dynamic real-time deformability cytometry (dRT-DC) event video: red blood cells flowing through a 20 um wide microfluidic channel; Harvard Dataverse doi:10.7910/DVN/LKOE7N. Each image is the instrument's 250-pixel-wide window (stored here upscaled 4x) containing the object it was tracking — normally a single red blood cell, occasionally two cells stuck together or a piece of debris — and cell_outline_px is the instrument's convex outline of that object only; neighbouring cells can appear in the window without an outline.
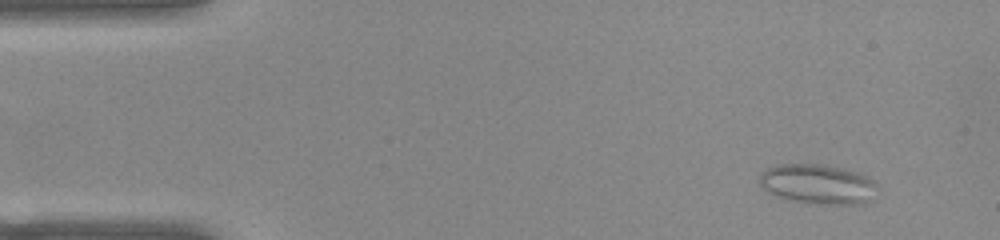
{"species": "common noctule bat (a hibernating species)", "species_latin": "Nyctalus noctula", "temperature_condition": "warm", "stored_images_in_passage": 48, "camera_frame_rate_fps": 3000, "um_per_image_px": 0.085, "animal": {"sex": "female", "body_mass_g": 22.0, "forearm_length_mm": 56.7}, "frame": {"image": 1, "passage_image": 1, "time_ms": 0.0, "image_size_px": [1000, 240], "cell_outline_px": [[876, 184], [868, 200], [864, 204], [824, 204], [788, 200], [776, 196], [768, 192], [760, 184], [760, 176], [768, 168], [780, 164], [824, 164], [860, 172], [872, 180]], "centroid_in_image_um": [69.49, 15.64], "position_along_channel_um": 15.5, "area_um2": 26.99}}
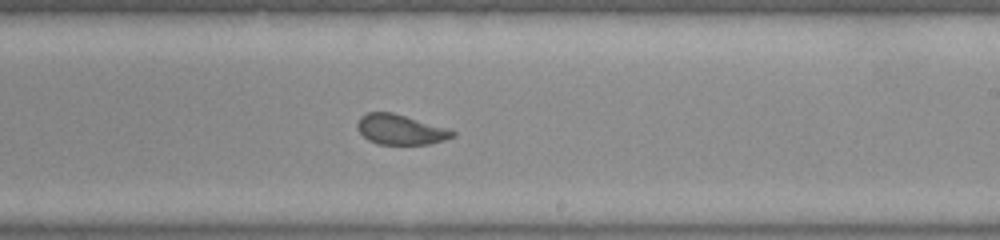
{"frame": {"image": 2, "passage_image": 27, "time_ms": 8.667, "image_size_px": [1000, 240], "cell_outline_px": [[456, 136], [444, 140], [428, 144], [376, 144], [368, 140], [356, 128], [356, 124], [360, 116], [368, 112], [392, 112], [448, 128], [456, 132]], "centroid_in_image_um": [34.03, 11.01], "position_along_channel_um": 255.0, "area_um2": 16.76}}
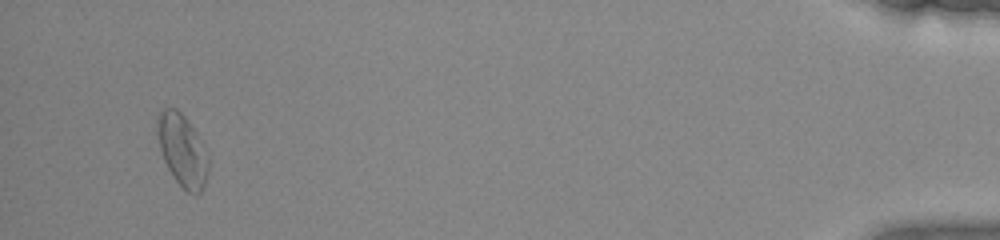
{"frame": {"image": 3, "passage_image": 46, "time_ms": 15.0, "image_size_px": [1000, 240], "cell_outline_px": [[208, 172], [204, 188], [196, 196], [188, 192], [172, 176], [164, 160], [160, 148], [156, 132], [156, 116], [164, 108], [176, 108], [184, 116], [196, 132], [200, 140], [208, 160]], "centroid_in_image_um": [15.47, 12.78], "position_along_channel_um": 419.7, "area_um2": 21.33}, "authors_computed_cell_mechanics": {"area_um2": 17.8024, "velocity_mm_per_s": 3.8992, "shape_relaxation_time_tau1_ms": null, "shape_relaxation_time_tau2_ms": 0.9887, "deformation_change_tau1": null, "deformation_change_tau2": 0.0784}}